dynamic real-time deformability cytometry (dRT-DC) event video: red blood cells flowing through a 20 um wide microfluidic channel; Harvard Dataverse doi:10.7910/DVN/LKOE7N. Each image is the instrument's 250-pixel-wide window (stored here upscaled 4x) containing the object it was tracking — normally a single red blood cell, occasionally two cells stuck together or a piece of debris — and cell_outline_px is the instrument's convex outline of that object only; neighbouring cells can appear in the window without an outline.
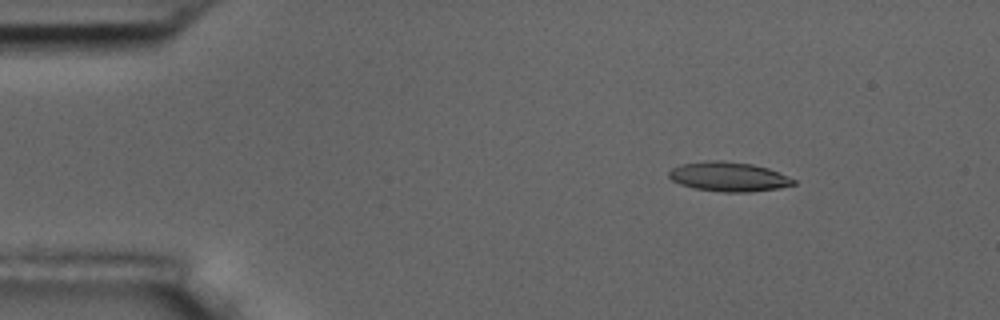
{"species": "common noctule bat (a hibernating species)", "species_latin": "Nyctalus noctula", "temperature_condition": "room temperature", "stored_images_in_passage": 7, "camera_frame_rate_fps": 3000, "um_per_image_px": 0.085, "animal": {"sex": "male", "body_mass_g": 17.5, "forearm_length_mm": 52.3}, "frame": {"image": 1, "passage_image": 3, "time_ms": 2.333, "image_size_px": [1000, 320], "cell_outline_px": [[796, 184], [776, 188], [748, 192], [724, 192], [696, 188], [680, 184], [672, 180], [668, 176], [668, 172], [672, 168], [680, 164], [708, 160], [720, 160], [752, 164], [768, 168], [788, 176], [796, 180]], "centroid_in_image_um": [61.92, 15.01], "position_along_channel_um": 23.1, "area_um2": 21.27}}
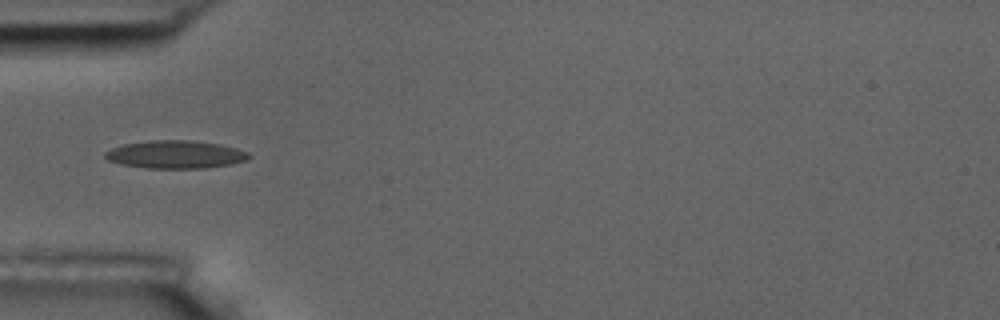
{"frame": {"image": 2, "passage_image": 5, "time_ms": 5.667, "image_size_px": [1000, 320], "cell_outline_px": [[248, 156], [244, 160], [232, 164], [204, 168], [148, 168], [120, 164], [108, 160], [104, 156], [104, 152], [112, 148], [124, 144], [152, 140], [192, 140], [220, 144], [236, 148], [248, 152]], "centroid_in_image_um": [14.88, 13.13], "position_along_channel_um": 70.1, "area_um2": 23.24}}